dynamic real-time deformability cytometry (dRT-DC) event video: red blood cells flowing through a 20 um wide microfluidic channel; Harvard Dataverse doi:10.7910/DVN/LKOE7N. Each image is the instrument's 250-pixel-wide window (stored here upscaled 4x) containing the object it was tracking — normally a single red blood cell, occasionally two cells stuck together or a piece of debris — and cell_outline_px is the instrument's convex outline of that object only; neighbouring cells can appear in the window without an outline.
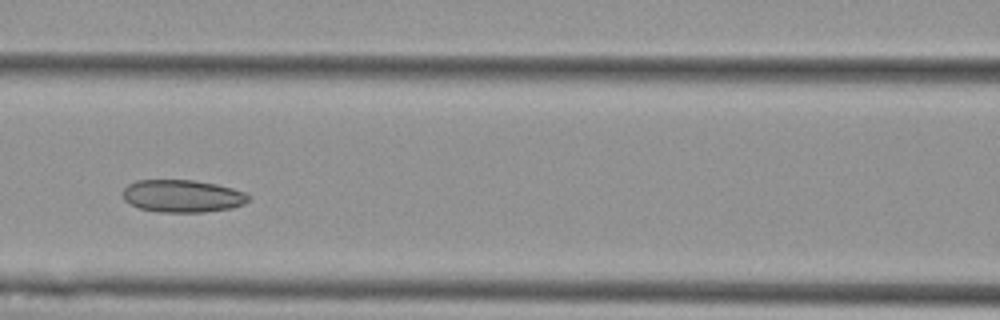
{"species": "Egyptian fruit bat (a non-hibernating species)", "species_latin": "Rousettus aegyptiacus", "temperature_condition": "cold", "stored_images_in_passage": 8, "camera_frame_rate_fps": 3000, "um_per_image_px": 0.085, "animal": {"sex": "female"}, "frame": {"image": 1, "passage_image": 5, "time_ms": 4.667, "image_size_px": [1000, 320], "cell_outline_px": [[248, 200], [244, 204], [232, 208], [204, 212], [160, 212], [140, 208], [124, 200], [124, 188], [128, 184], [136, 180], [192, 180], [216, 184], [232, 188], [244, 192], [248, 196]], "centroid_in_image_um": [15.51, 16.66], "position_along_channel_um": 151.1, "area_um2": 23.64}}
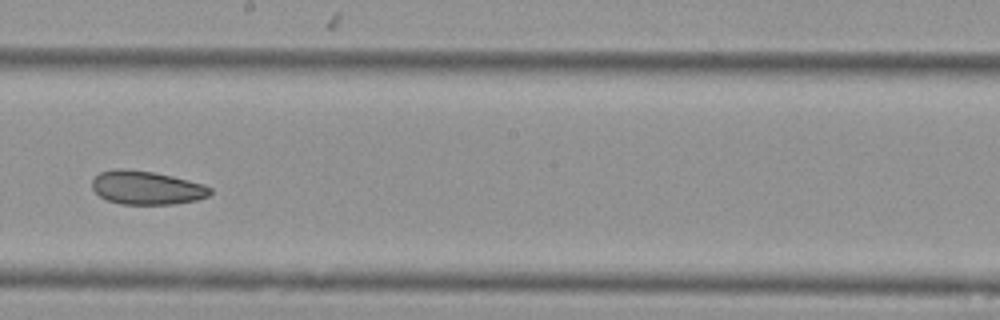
{"frame": {"image": 2, "passage_image": 7, "time_ms": 7.0, "image_size_px": [1000, 320], "cell_outline_px": [[212, 192], [208, 196], [196, 200], [172, 204], [120, 204], [108, 200], [100, 196], [92, 188], [92, 180], [100, 172], [116, 168], [128, 168], [152, 172], [172, 176], [204, 184], [212, 188]], "centroid_in_image_um": [12.46, 15.95], "position_along_channel_um": 235.7, "area_um2": 23.12}}
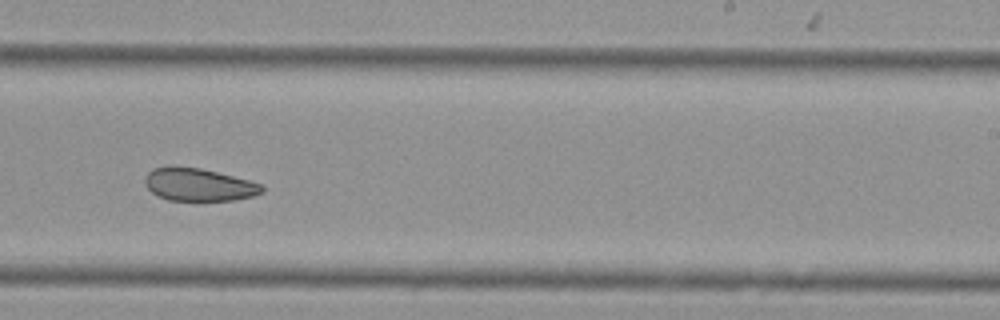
{"frame": {"image": 3, "passage_image": 8, "time_ms": 8.0, "image_size_px": [1000, 320], "cell_outline_px": [[264, 192], [252, 196], [236, 200], [168, 200], [152, 192], [144, 184], [144, 180], [148, 172], [152, 168], [168, 164], [172, 164], [200, 168], [248, 180], [260, 184], [264, 188]], "centroid_in_image_um": [16.84, 15.67], "position_along_channel_um": 272.2, "area_um2": 22.48}}